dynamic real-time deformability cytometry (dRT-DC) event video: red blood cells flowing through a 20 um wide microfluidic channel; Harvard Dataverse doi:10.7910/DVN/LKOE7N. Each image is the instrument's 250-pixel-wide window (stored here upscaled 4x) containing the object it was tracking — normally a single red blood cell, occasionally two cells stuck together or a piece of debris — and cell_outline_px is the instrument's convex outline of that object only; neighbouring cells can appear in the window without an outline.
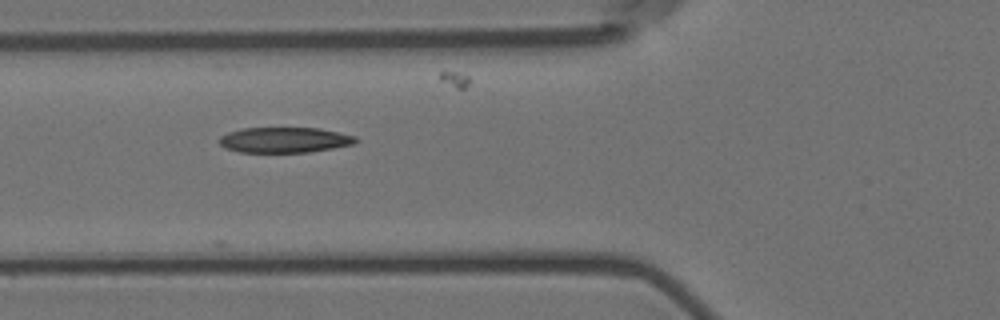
{"species": "Egyptian fruit bat (a non-hibernating species)", "species_latin": "Rousettus aegyptiacus", "temperature_condition": "room temperature", "stored_images_in_passage": 7, "camera_frame_rate_fps": 3000, "um_per_image_px": 0.085, "animal": {"sex": "female"}, "frame": {"image": 1, "passage_image": 2, "time_ms": 0.333, "image_size_px": [1000, 320], "cell_outline_px": [[360, 140], [352, 144], [332, 148], [308, 152], [240, 152], [224, 148], [216, 140], [220, 136], [228, 132], [244, 128], [320, 128], [356, 136]], "centroid_in_image_um": [24.15, 11.89], "position_along_channel_um": 101.6, "area_um2": 20.29}}
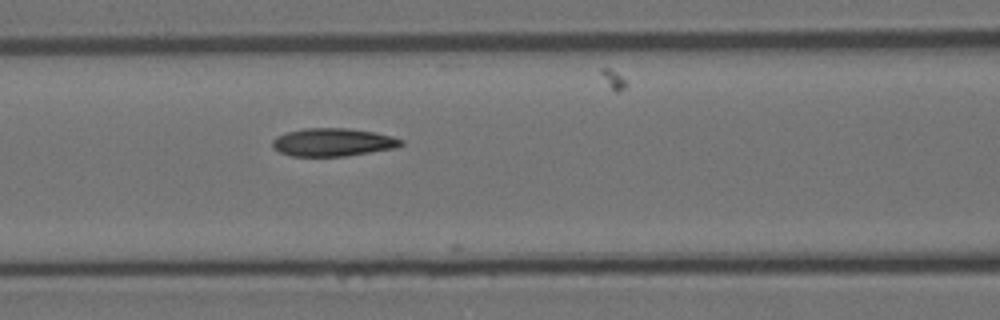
{"frame": {"image": 2, "passage_image": 5, "time_ms": 1.333, "image_size_px": [1000, 320], "cell_outline_px": [[404, 144], [396, 148], [344, 156], [292, 156], [280, 152], [272, 148], [272, 140], [276, 136], [288, 132], [304, 128], [348, 128], [372, 132], [392, 136], [404, 140]], "centroid_in_image_um": [28.29, 12.09], "position_along_channel_um": 138.3, "area_um2": 20.98}}